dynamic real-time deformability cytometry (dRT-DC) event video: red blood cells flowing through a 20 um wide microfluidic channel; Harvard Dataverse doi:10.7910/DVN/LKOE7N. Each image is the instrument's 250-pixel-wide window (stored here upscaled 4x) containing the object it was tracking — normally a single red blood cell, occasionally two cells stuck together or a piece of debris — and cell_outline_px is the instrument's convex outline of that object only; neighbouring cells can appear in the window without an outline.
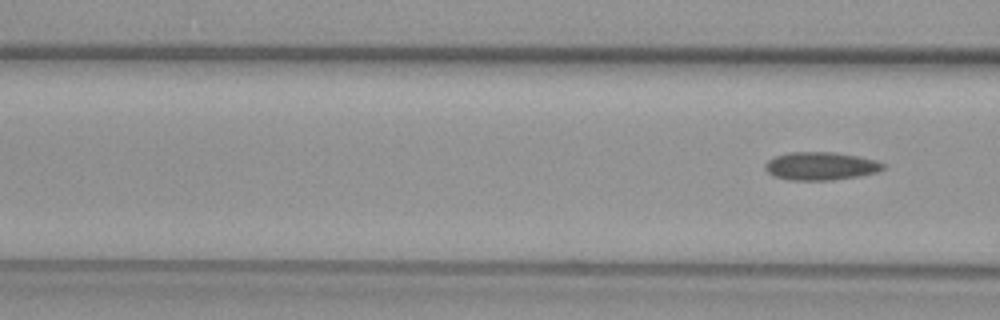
{"species": "common noctule bat (a hibernating species)", "species_latin": "Nyctalus noctula", "temperature_condition": "warm", "stored_images_in_passage": 4, "camera_frame_rate_fps": 3000, "um_per_image_px": 0.085, "animal": {"sex": "female", "body_mass_g": 29.2, "forearm_length_mm": 56.3}, "frame": {"image": 1, "passage_image": 4, "time_ms": 1.0, "image_size_px": [1000, 320], "cell_outline_px": [[884, 168], [876, 172], [860, 176], [832, 180], [788, 180], [772, 176], [764, 168], [764, 164], [768, 160], [776, 156], [788, 152], [836, 152], [876, 160], [884, 164]], "centroid_in_image_um": [69.72, 14.12], "position_along_channel_um": 96.9, "area_um2": 19.36}}